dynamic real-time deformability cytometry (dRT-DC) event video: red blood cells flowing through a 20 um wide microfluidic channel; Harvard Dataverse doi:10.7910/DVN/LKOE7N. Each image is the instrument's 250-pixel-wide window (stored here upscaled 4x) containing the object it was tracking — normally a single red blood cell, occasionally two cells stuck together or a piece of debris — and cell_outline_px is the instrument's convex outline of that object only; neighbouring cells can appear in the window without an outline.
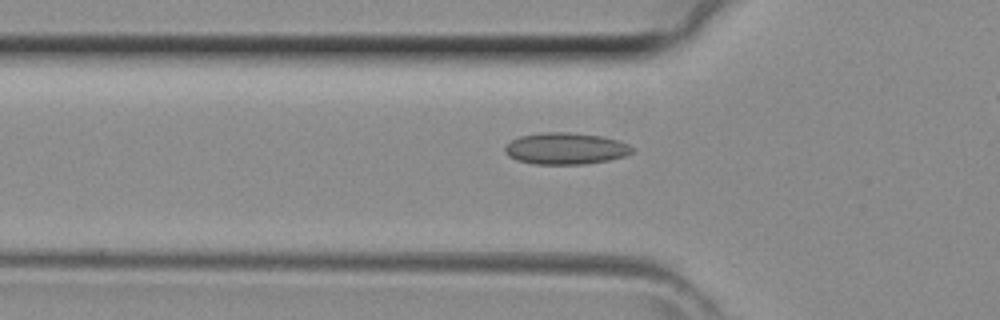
{"species": "common noctule bat (a hibernating species)", "species_latin": "Nyctalus noctula", "temperature_condition": "room temperature", "stored_images_in_passage": 27, "camera_frame_rate_fps": 3000, "um_per_image_px": 0.085, "animal": {"sex": "female", "body_mass_g": 29.2, "forearm_length_mm": 56.3}, "frame": {"image": 1, "passage_image": 14, "time_ms": 4.333, "image_size_px": [1000, 320], "cell_outline_px": [[632, 152], [624, 156], [608, 160], [584, 164], [532, 164], [516, 160], [508, 156], [504, 152], [504, 148], [512, 140], [520, 136], [544, 132], [568, 132], [600, 136], [620, 140], [628, 144], [632, 148]], "centroid_in_image_um": [48.05, 12.63], "position_along_channel_um": 77.7, "area_um2": 23.41}}
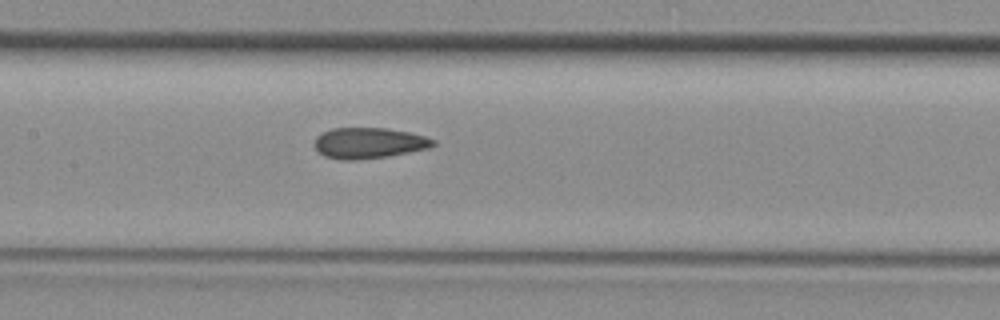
{"frame": {"image": 2, "passage_image": 20, "time_ms": 6.333, "image_size_px": [1000, 320], "cell_outline_px": [[436, 144], [428, 148], [388, 156], [356, 160], [340, 160], [324, 156], [312, 144], [316, 136], [332, 128], [388, 128], [408, 132], [424, 136], [436, 140]], "centroid_in_image_um": [31.33, 12.16], "position_along_channel_um": 176.1, "area_um2": 21.33}}
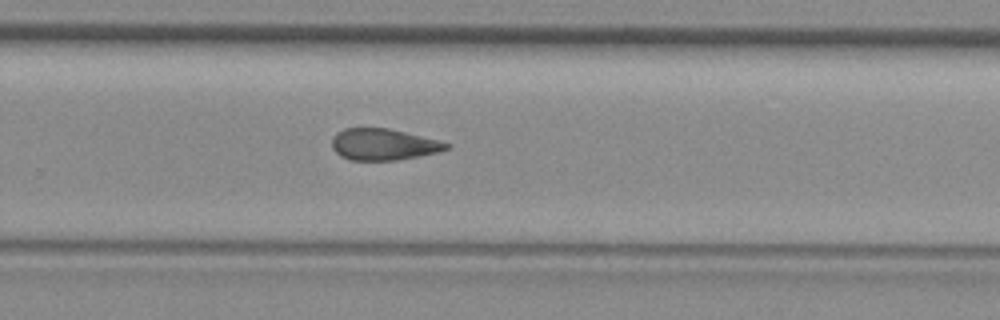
{"frame": {"image": 3, "passage_image": 26, "time_ms": 8.333, "image_size_px": [1000, 320], "cell_outline_px": [[452, 148], [436, 152], [396, 160], [352, 160], [340, 156], [332, 148], [332, 140], [336, 132], [344, 128], [388, 128], [440, 140], [452, 144]], "centroid_in_image_um": [32.6, 12.27], "position_along_channel_um": 297.2, "area_um2": 20.98}}